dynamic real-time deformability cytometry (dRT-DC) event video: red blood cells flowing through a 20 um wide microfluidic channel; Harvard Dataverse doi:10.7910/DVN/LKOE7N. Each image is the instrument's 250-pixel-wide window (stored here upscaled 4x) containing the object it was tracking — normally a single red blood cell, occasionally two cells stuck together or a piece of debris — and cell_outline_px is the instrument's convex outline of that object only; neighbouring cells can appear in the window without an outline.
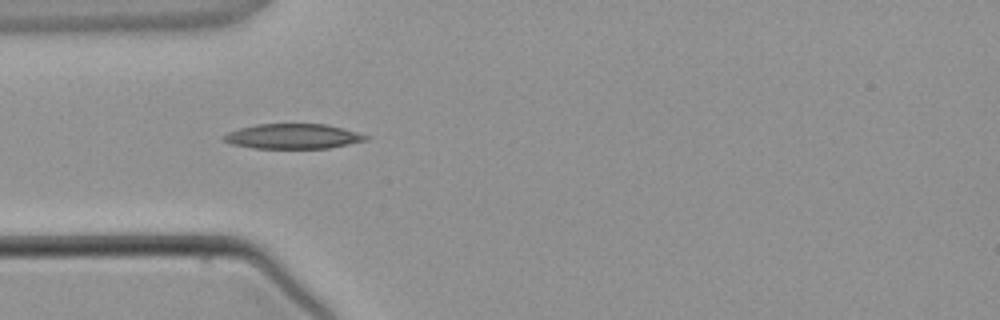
{"species": "common noctule bat (a hibernating species)", "species_latin": "Nyctalus noctula", "temperature_condition": "warm", "stored_images_in_passage": 6, "camera_frame_rate_fps": 3000, "um_per_image_px": 0.085, "animal": {"sex": "male", "body_mass_g": 21.5, "forearm_length_mm": 52.0}, "frame": {"image": 1, "passage_image": 5, "time_ms": 5.0, "image_size_px": [1000, 320], "cell_outline_px": [[372, 136], [368, 140], [328, 148], [252, 148], [232, 144], [224, 140], [220, 136], [228, 132], [240, 128], [256, 124], [324, 124], [344, 128]], "centroid_in_image_um": [24.92, 11.58], "position_along_channel_um": 60.1, "area_um2": 20.75}}
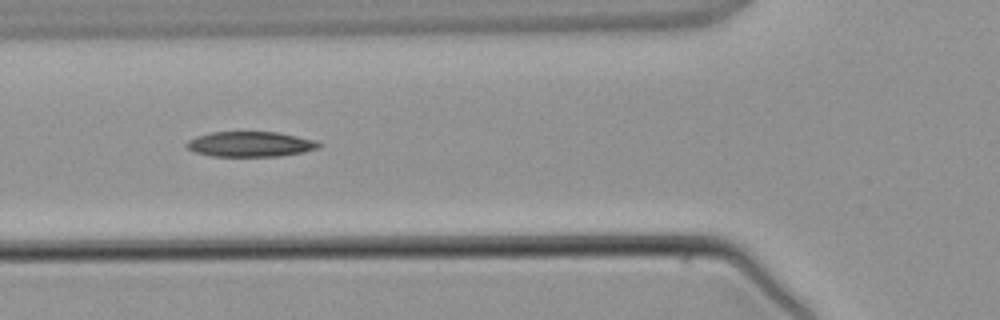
{"frame": {"image": 2, "passage_image": 6, "time_ms": 6.0, "image_size_px": [1000, 320], "cell_outline_px": [[324, 144], [320, 148], [304, 152], [280, 156], [212, 156], [192, 152], [184, 144], [188, 140], [196, 136], [212, 132], [276, 132], [316, 140]], "centroid_in_image_um": [21.29, 12.26], "position_along_channel_um": 104.5, "area_um2": 19.59}}